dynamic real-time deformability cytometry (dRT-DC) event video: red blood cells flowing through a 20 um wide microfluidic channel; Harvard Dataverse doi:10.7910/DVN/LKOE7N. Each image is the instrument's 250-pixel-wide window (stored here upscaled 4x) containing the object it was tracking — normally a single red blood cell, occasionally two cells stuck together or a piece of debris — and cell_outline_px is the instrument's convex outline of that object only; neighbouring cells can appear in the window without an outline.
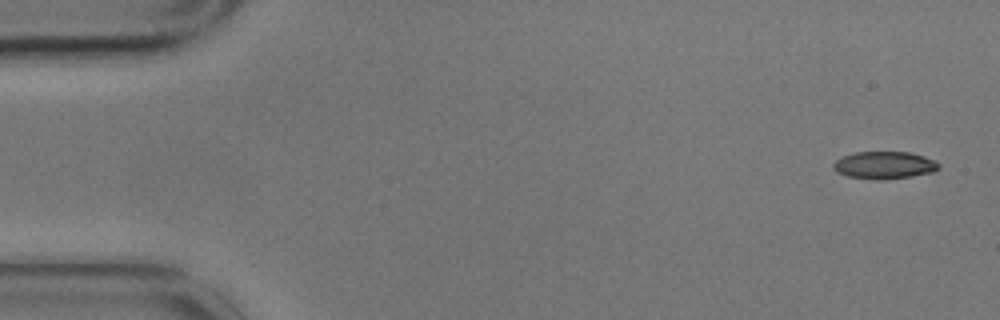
{"species": "common noctule bat (a hibernating species)", "species_latin": "Nyctalus noctula", "temperature_condition": "cold", "stored_images_in_passage": 4, "camera_frame_rate_fps": 3000, "um_per_image_px": 0.085, "animal": {"sex": "male", "body_mass_g": 17.9}, "frame": {"image": 1, "passage_image": 1, "time_ms": 0.0, "image_size_px": [1000, 320], "cell_outline_px": [[940, 168], [932, 172], [912, 176], [884, 180], [876, 180], [848, 176], [836, 172], [832, 168], [832, 164], [836, 160], [844, 156], [856, 152], [908, 152], [924, 156], [936, 160], [940, 164]], "centroid_in_image_um": [75.18, 14.04], "position_along_channel_um": 9.8, "area_um2": 16.94}}
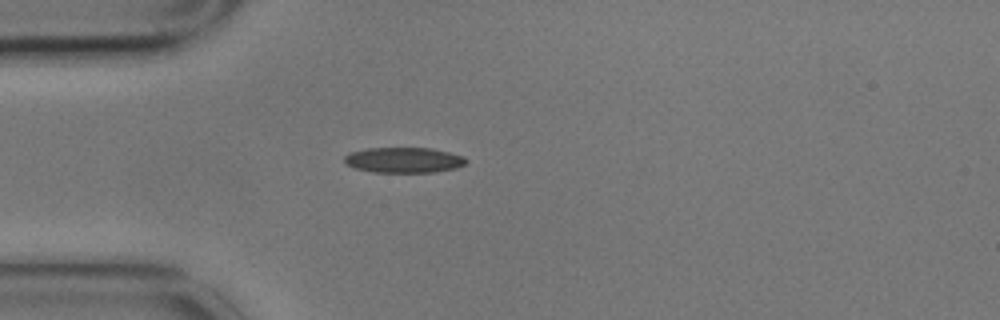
{"frame": {"image": 2, "passage_image": 4, "time_ms": 1.0, "image_size_px": [1000, 320], "cell_outline_px": [[468, 160], [464, 164], [456, 168], [436, 172], [372, 172], [356, 168], [348, 164], [344, 160], [344, 156], [348, 152], [368, 148], [432, 148], [464, 156]], "centroid_in_image_um": [34.33, 13.6], "position_along_channel_um": 50.7, "area_um2": 18.03}}